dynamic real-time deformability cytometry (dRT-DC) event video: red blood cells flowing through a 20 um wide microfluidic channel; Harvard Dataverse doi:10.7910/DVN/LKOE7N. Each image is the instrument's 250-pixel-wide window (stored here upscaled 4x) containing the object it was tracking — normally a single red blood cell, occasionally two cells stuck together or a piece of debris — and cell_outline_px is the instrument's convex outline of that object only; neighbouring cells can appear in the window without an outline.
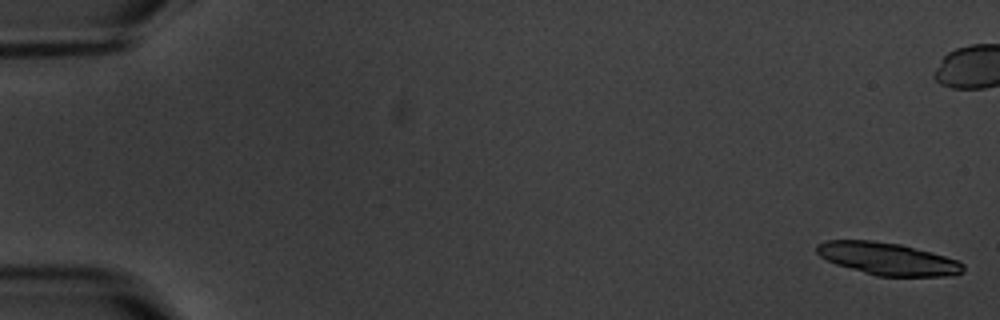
{"species": "common noctule bat (a hibernating species)", "species_latin": "Nyctalus noctula", "temperature_condition": "warm", "stored_images_in_passage": 6, "camera_frame_rate_fps": 3000, "um_per_image_px": 0.085, "animal": {"sex": "male", "body_mass_g": 20.1, "forearm_length_mm": 53.5}, "frame": {"image": 1, "passage_image": 1, "time_ms": 0.0, "image_size_px": [1000, 320], "cell_outline_px": [[964, 272], [948, 276], [876, 276], [836, 264], [820, 256], [816, 252], [816, 244], [828, 240], [872, 240], [900, 244], [932, 252], [960, 260], [964, 264]], "centroid_in_image_um": [75.48, 21.99], "position_along_channel_um": 9.5, "area_um2": 27.74}}